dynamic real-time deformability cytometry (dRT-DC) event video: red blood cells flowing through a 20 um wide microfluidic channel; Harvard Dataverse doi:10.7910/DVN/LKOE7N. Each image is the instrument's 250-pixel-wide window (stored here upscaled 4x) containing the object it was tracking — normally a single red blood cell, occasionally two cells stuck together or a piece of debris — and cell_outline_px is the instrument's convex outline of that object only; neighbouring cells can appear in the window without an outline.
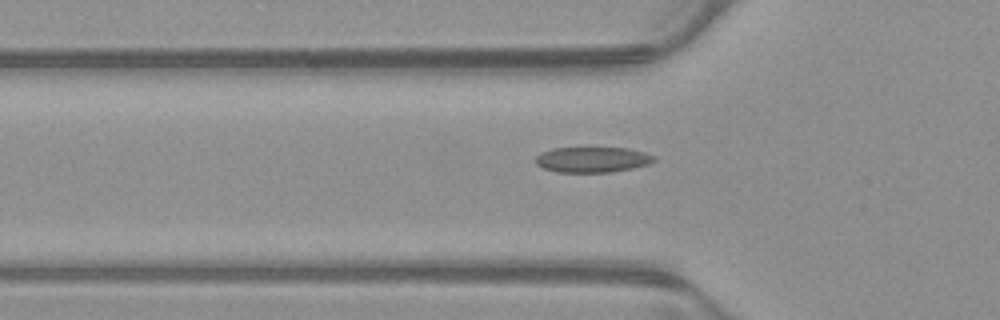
{"species": "common noctule bat (a hibernating species)", "species_latin": "Nyctalus noctula", "temperature_condition": "warm", "stored_images_in_passage": 32, "camera_frame_rate_fps": 3000, "um_per_image_px": 0.085, "animal": {"sex": "male", "body_mass_g": 23.1, "forearm_length_mm": 52.7}, "frame": {"image": 1, "passage_image": 3, "time_ms": 0.667, "image_size_px": [1000, 320], "cell_outline_px": [[656, 160], [648, 164], [632, 168], [612, 172], [556, 172], [544, 168], [536, 164], [532, 160], [540, 152], [552, 148], [628, 148], [644, 152], [656, 156]], "centroid_in_image_um": [50.32, 13.56], "position_along_channel_um": 75.5, "area_um2": 17.74}}
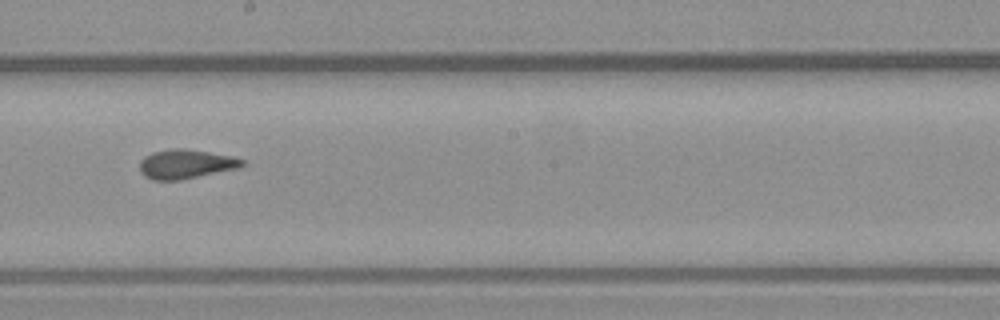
{"frame": {"image": 2, "passage_image": 15, "time_ms": 4.667, "image_size_px": [1000, 320], "cell_outline_px": [[248, 164], [240, 168], [180, 180], [152, 180], [144, 176], [140, 172], [140, 160], [144, 156], [152, 152], [172, 148], [184, 148], [232, 156], [244, 160]], "centroid_in_image_um": [15.81, 13.95], "position_along_channel_um": 232.4, "area_um2": 17.69}}
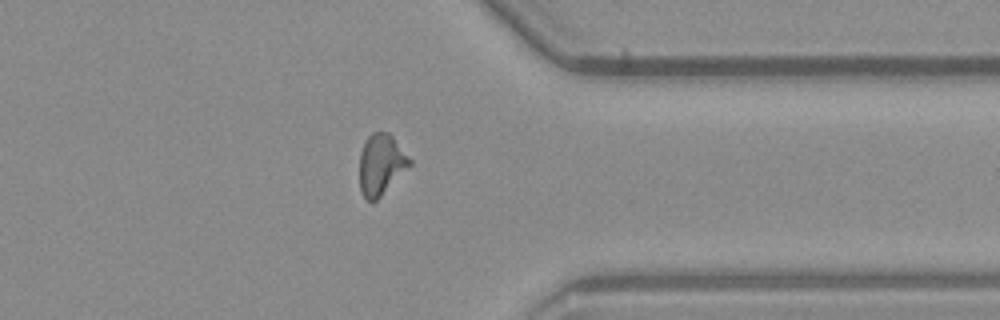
{"frame": {"image": 3, "passage_image": 27, "time_ms": 8.667, "image_size_px": [1000, 320], "cell_outline_px": [[412, 164], [372, 204], [364, 196], [360, 188], [360, 152], [368, 136], [372, 132], [388, 132], [392, 136], [412, 160]], "centroid_in_image_um": [32.39, 13.97], "position_along_channel_um": 379.0, "area_um2": 17.57}, "authors_computed_cell_mechanics": {"area_um2": 17.34, "velocity_mm_per_s": 3.8902, "shape_relaxation_time_tau1_ms": null, "shape_relaxation_time_tau2_ms": 2.2453, "deformation_change_tau1": null, "deformation_change_tau2": 0.0918}}